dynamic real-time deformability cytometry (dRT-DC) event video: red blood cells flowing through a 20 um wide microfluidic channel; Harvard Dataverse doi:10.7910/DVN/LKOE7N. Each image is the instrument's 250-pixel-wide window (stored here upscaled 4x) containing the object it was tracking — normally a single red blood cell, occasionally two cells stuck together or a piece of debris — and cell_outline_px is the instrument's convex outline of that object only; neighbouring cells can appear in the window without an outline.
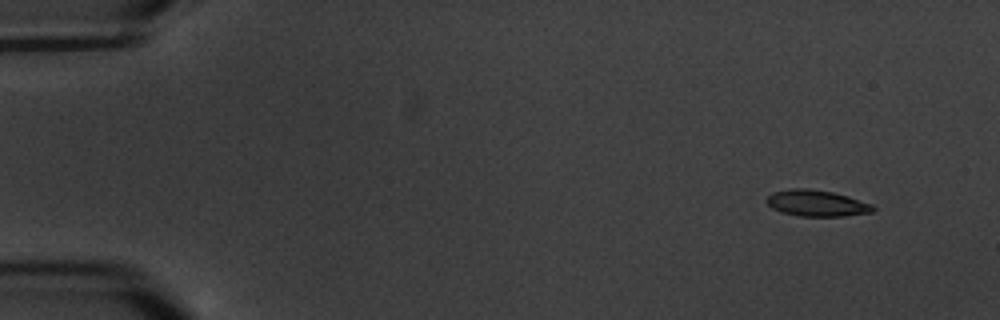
{"species": "common noctule bat (a hibernating species)", "species_latin": "Nyctalus noctula", "temperature_condition": "warm", "stored_images_in_passage": 5, "camera_frame_rate_fps": 3000, "um_per_image_px": 0.085, "animal": {"sex": "male", "body_mass_g": 20.1, "forearm_length_mm": 53.5}, "frame": {"image": 1, "passage_image": 1, "time_ms": 0.0, "image_size_px": [1000, 320], "cell_outline_px": [[876, 208], [872, 212], [844, 216], [800, 216], [780, 212], [772, 208], [764, 200], [772, 192], [792, 188], [808, 188], [832, 192], [848, 196], [872, 204]], "centroid_in_image_um": [69.39, 17.27], "position_along_channel_um": 15.6, "area_um2": 16.36}}